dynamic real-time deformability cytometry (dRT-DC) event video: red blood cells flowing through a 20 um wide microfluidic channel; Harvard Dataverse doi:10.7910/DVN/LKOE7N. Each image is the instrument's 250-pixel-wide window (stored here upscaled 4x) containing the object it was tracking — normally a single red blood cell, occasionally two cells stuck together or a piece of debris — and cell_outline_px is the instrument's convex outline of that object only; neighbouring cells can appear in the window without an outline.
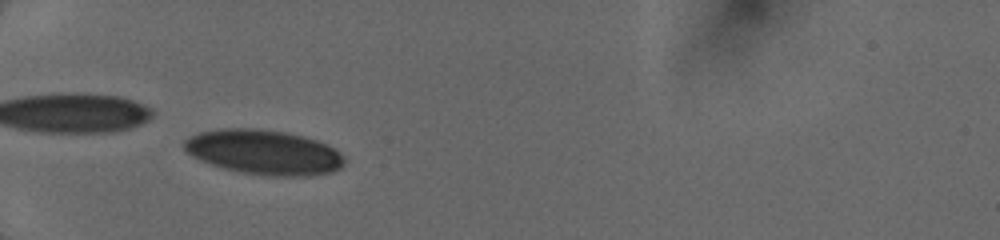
{"species": "human", "species_latin": "Homo sapiens", "temperature_condition": "cold", "stored_images_in_passage": 11, "camera_frame_rate_fps": 3000, "um_per_image_px": 0.085, "donor": {"sex": "female"}, "frame": {"image": 1, "passage_image": 5, "time_ms": 2.333, "image_size_px": [1000, 240], "cell_outline_px": [[348, 160], [340, 168], [332, 172], [312, 176], [264, 176], [240, 172], [224, 168], [212, 164], [192, 156], [184, 148], [184, 140], [188, 136], [196, 132], [216, 128], [260, 128], [288, 132], [304, 136], [328, 144], [340, 152]], "centroid_in_image_um": [22.46, 12.92], "position_along_channel_um": 62.5, "area_um2": 42.48}}
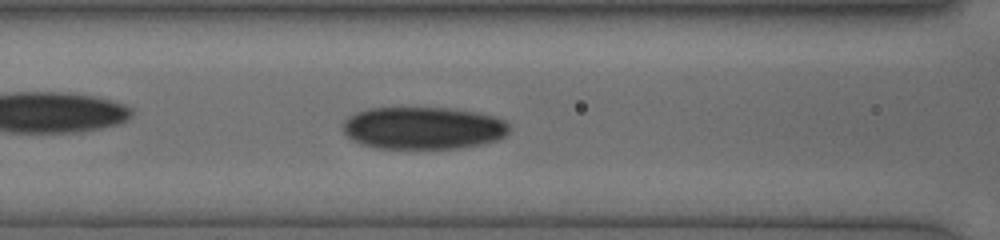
{"frame": {"image": 2, "passage_image": 8, "time_ms": 4.333, "image_size_px": [1000, 240], "cell_outline_px": [[508, 132], [504, 136], [496, 140], [484, 144], [460, 148], [372, 148], [360, 144], [352, 140], [344, 132], [340, 124], [348, 116], [356, 112], [368, 108], [448, 108], [476, 112], [492, 116], [504, 120], [508, 124]], "centroid_in_image_um": [35.92, 10.89], "position_along_channel_um": 130.7, "area_um2": 41.33}}
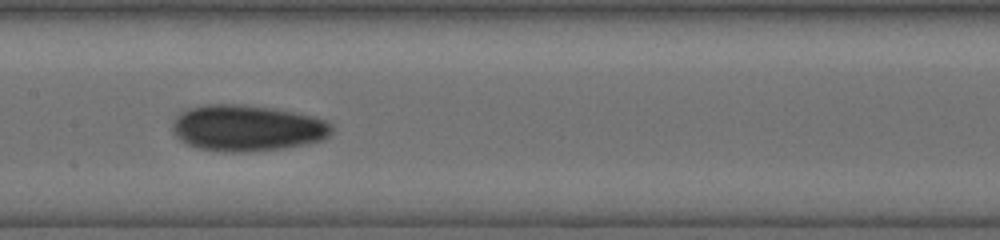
{"frame": {"image": 3, "passage_image": 10, "time_ms": 5.667, "image_size_px": [1000, 240], "cell_outline_px": [[332, 132], [324, 140], [308, 144], [284, 148], [240, 152], [224, 152], [196, 148], [180, 140], [172, 132], [172, 124], [176, 116], [192, 108], [204, 104], [240, 104], [276, 108], [312, 116], [328, 120], [332, 124]], "centroid_in_image_um": [21.04, 10.89], "position_along_channel_um": 186.4, "area_um2": 43.18}}